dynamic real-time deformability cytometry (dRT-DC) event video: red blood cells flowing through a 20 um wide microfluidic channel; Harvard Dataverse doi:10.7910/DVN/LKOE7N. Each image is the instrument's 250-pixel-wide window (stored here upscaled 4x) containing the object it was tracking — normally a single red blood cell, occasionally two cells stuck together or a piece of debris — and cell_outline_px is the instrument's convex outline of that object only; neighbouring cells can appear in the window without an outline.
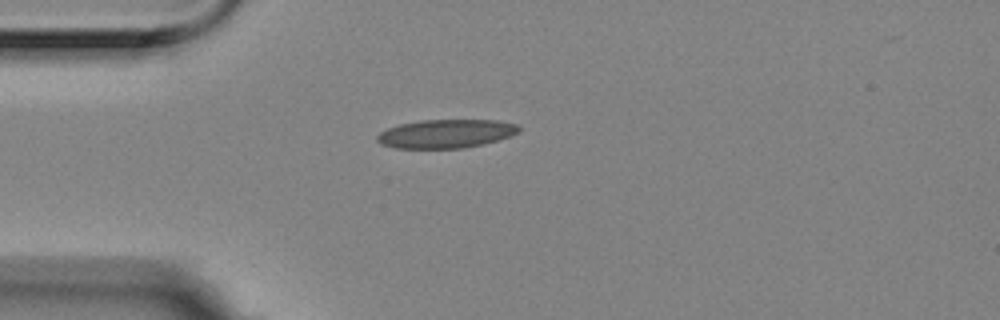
{"species": "Egyptian fruit bat (a non-hibernating species)", "species_latin": "Rousettus aegyptiacus", "temperature_condition": "room temperature", "stored_images_in_passage": 7, "camera_frame_rate_fps": 3000, "um_per_image_px": 0.085, "animal": {"sex": "female"}, "frame": {"image": 1, "passage_image": 1, "time_ms": 0.0, "image_size_px": [1000, 320], "cell_outline_px": [[520, 132], [496, 140], [464, 148], [396, 148], [380, 144], [376, 140], [376, 136], [380, 132], [388, 128], [400, 124], [420, 120], [496, 120], [516, 124], [520, 128]], "centroid_in_image_um": [37.86, 11.36], "position_along_channel_um": 47.1, "area_um2": 23.47}}
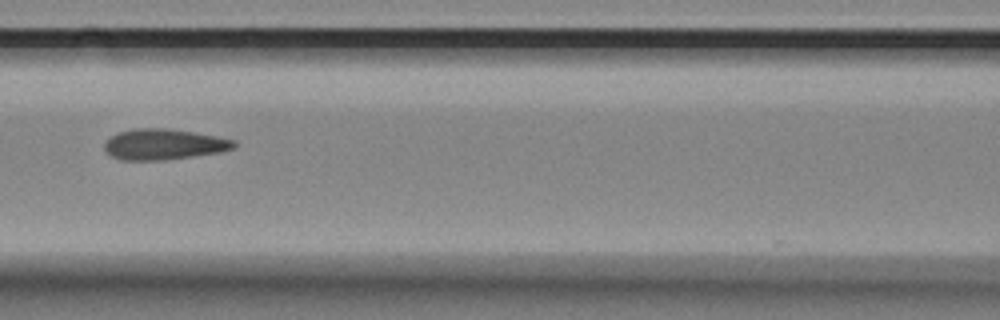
{"frame": {"image": 2, "passage_image": 4, "time_ms": 1.0, "image_size_px": [1000, 320], "cell_outline_px": [[236, 148], [220, 152], [164, 160], [120, 160], [112, 156], [104, 148], [104, 144], [116, 132], [136, 128], [164, 128], [192, 132], [216, 136], [236, 140]], "centroid_in_image_um": [13.94, 12.27], "position_along_channel_um": 152.7, "area_um2": 23.12}}
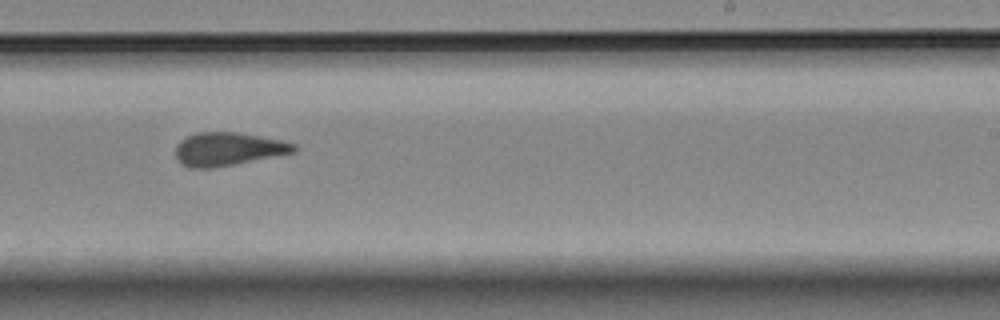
{"frame": {"image": 3, "passage_image": 7, "time_ms": 2.0, "image_size_px": [1000, 320], "cell_outline_px": [[296, 152], [212, 168], [188, 168], [180, 164], [176, 160], [176, 144], [180, 140], [196, 132], [236, 132], [260, 136], [280, 140], [296, 144]], "centroid_in_image_um": [19.34, 12.67], "position_along_channel_um": 269.7, "area_um2": 22.95}}